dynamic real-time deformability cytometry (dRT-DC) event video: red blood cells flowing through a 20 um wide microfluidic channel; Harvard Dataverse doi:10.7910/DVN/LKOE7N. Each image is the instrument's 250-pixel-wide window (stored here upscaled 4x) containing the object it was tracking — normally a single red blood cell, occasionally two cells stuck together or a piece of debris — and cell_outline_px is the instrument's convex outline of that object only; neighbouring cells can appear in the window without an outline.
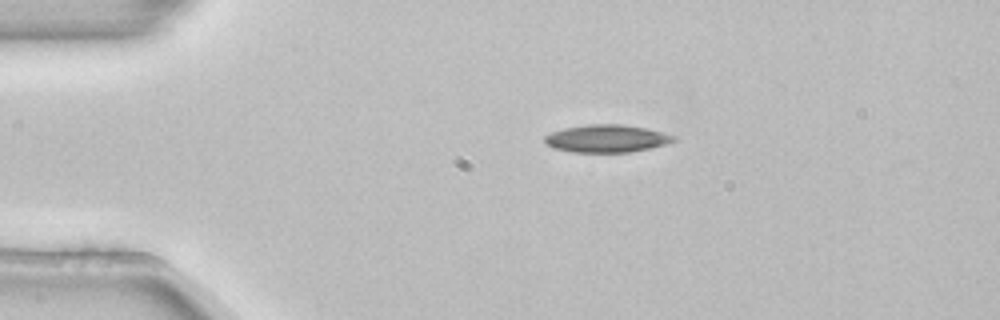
{"species": "common noctule bat (a hibernating species)", "species_latin": "Nyctalus noctula", "temperature_condition": "room temperature", "stored_images_in_passage": 2, "camera_frame_rate_fps": 3000, "um_per_image_px": 0.085, "animal": {"sex": "female", "body_mass_g": 22.7, "forearm_length_mm": 54.2}, "frame": {"image": 1, "passage_image": 1, "time_ms": 0.0, "image_size_px": [1000, 320], "cell_outline_px": [[676, 140], [664, 144], [632, 152], [572, 152], [552, 148], [544, 140], [544, 136], [552, 132], [564, 128], [588, 124], [624, 124], [644, 128], [676, 136]], "centroid_in_image_um": [51.53, 11.77], "position_along_channel_um": 33.5, "area_um2": 20.58}}